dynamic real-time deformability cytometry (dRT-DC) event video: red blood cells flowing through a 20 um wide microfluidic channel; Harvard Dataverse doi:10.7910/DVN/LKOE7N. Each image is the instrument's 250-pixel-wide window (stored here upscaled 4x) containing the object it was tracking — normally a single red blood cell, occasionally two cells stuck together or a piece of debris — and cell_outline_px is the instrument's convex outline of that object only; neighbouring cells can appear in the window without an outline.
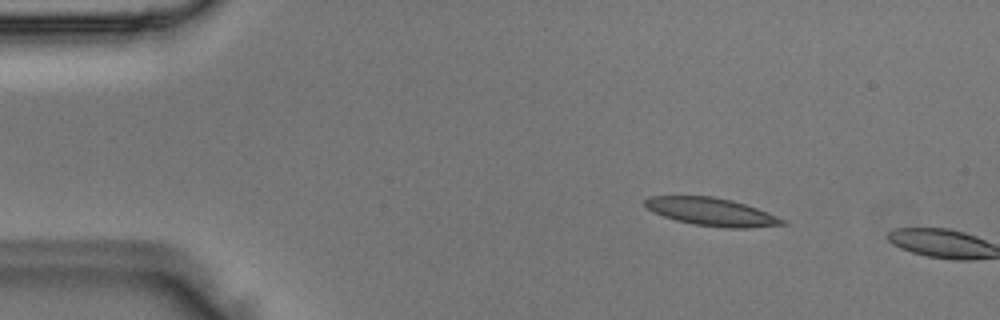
{"species": "Egyptian fruit bat (a non-hibernating species)", "species_latin": "Rousettus aegyptiacus", "temperature_condition": "room temperature", "stored_images_in_passage": 2, "camera_frame_rate_fps": 3000, "um_per_image_px": 0.085, "animal": {"sex": "male"}, "frame": {"image": 1, "passage_image": 1, "time_ms": 0.0, "image_size_px": [1000, 320], "cell_outline_px": [[788, 224], [748, 228], [728, 228], [692, 224], [676, 220], [664, 216], [648, 208], [644, 204], [644, 200], [648, 196], [712, 196], [732, 200], [768, 212], [788, 220]], "centroid_in_image_um": [60.53, 18.01], "position_along_channel_um": 24.5, "area_um2": 22.31}}